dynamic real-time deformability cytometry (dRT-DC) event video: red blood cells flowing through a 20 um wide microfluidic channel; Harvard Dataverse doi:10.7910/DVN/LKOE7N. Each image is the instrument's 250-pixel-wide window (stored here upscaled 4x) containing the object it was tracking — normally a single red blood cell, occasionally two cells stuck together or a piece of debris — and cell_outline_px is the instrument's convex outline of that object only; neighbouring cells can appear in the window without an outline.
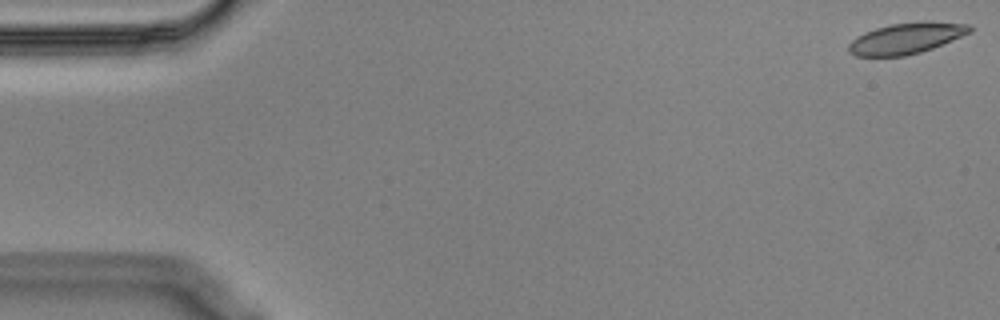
{"species": "Egyptian fruit bat (a non-hibernating species)", "species_latin": "Rousettus aegyptiacus", "temperature_condition": "cold", "stored_images_in_passage": 56, "camera_frame_rate_fps": 3000, "um_per_image_px": 0.085, "animal": {"sex": "male"}, "frame": {"image": 1, "passage_image": 1, "time_ms": 0.0, "image_size_px": [1000, 320], "cell_outline_px": [[972, 32], [932, 48], [920, 52], [904, 56], [856, 56], [848, 52], [848, 44], [856, 36], [864, 32], [876, 28], [892, 24], [924, 20], [968, 24], [972, 28]], "centroid_in_image_um": [77.02, 3.24], "position_along_channel_um": 8.0, "area_um2": 21.96}}
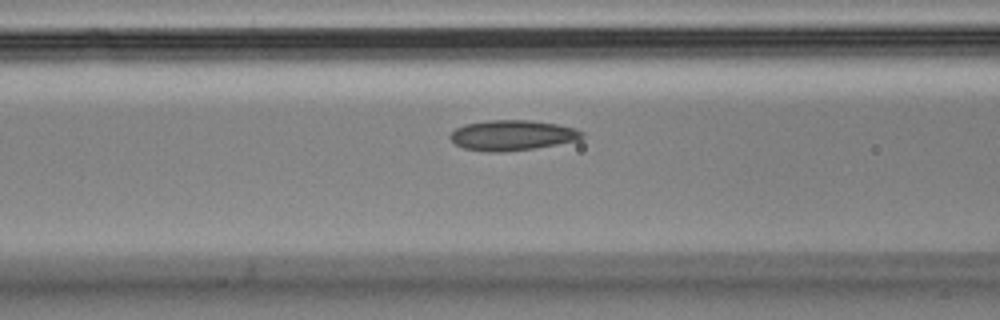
{"frame": {"image": 2, "passage_image": 22, "time_ms": 7.0, "image_size_px": [1000, 320], "cell_outline_px": [[584, 136], [580, 140], [532, 148], [500, 152], [492, 152], [464, 148], [456, 144], [448, 136], [456, 128], [464, 124], [488, 120], [528, 120], [556, 124], [576, 128], [584, 132]], "centroid_in_image_um": [43.55, 11.49], "position_along_channel_um": 123.0, "area_um2": 23.12}}
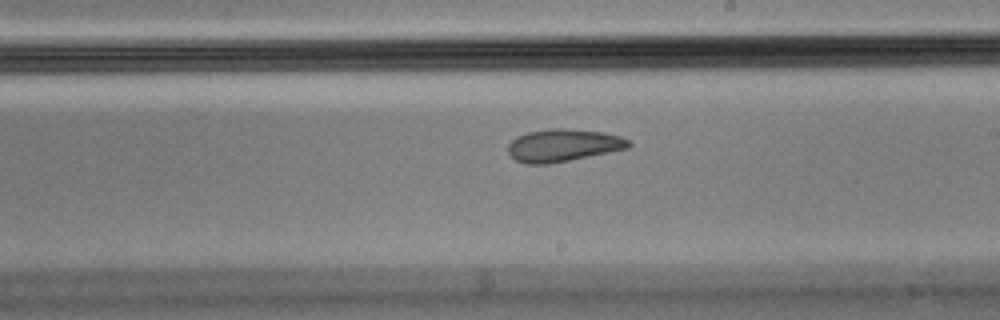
{"frame": {"image": 3, "passage_image": 32, "time_ms": 10.333, "image_size_px": [1000, 320], "cell_outline_px": [[632, 144], [628, 148], [548, 164], [528, 164], [516, 160], [508, 152], [508, 144], [516, 136], [528, 132], [552, 128], [564, 128], [604, 132], [620, 136], [628, 140]], "centroid_in_image_um": [47.85, 12.34], "position_along_channel_um": 241.2, "area_um2": 22.66}, "authors_computed_cell_mechanics": {"area_um2": 22.831, "velocity_mm_per_s": 3.548, "shape_relaxation_time_tau1_ms": null, "shape_relaxation_time_tau2_ms": 3.2677, "deformation_change_tau1": null, "deformation_change_tau2": 0.0443}}